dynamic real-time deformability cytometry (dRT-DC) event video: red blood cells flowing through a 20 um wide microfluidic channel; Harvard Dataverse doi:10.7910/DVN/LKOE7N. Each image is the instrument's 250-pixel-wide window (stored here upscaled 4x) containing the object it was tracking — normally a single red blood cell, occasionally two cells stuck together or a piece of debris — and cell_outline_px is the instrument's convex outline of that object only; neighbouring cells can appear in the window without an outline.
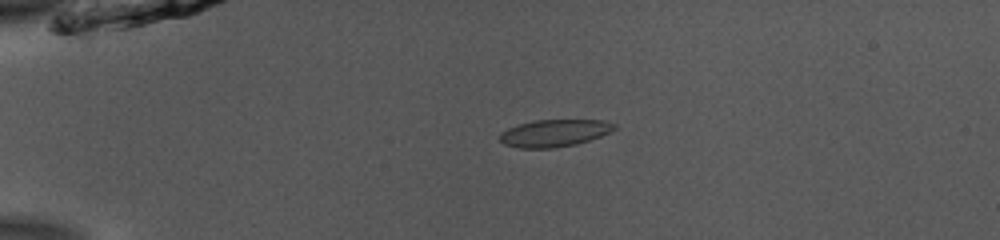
{"species": "common noctule bat (a hibernating species)", "species_latin": "Nyctalus noctula", "temperature_condition": "room temperature", "stored_images_in_passage": 40, "camera_frame_rate_fps": 3000, "um_per_image_px": 0.085, "animal": {"sex": "male", "body_mass_g": 13.0, "forearm_length_mm": 53.1}, "frame": {"image": 1, "passage_image": 1, "time_ms": 0.0, "image_size_px": [1000, 240], "cell_outline_px": [[616, 128], [600, 136], [576, 144], [552, 148], [520, 148], [504, 144], [500, 140], [500, 132], [508, 128], [520, 124], [536, 120], [604, 120], [616, 124]], "centroid_in_image_um": [47.11, 11.31], "position_along_channel_um": 37.9, "area_um2": 17.98}}
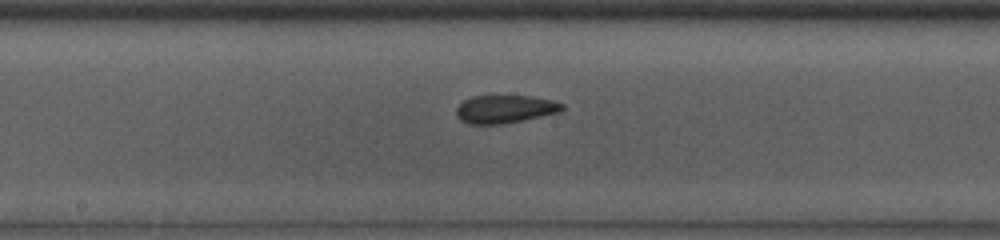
{"frame": {"image": 2, "passage_image": 17, "time_ms": 5.333, "image_size_px": [1000, 240], "cell_outline_px": [[564, 108], [560, 112], [524, 120], [504, 124], [468, 124], [460, 120], [456, 116], [456, 108], [464, 100], [472, 96], [532, 96], [552, 100], [564, 104]], "centroid_in_image_um": [42.92, 9.28], "position_along_channel_um": 205.3, "area_um2": 17.4}}
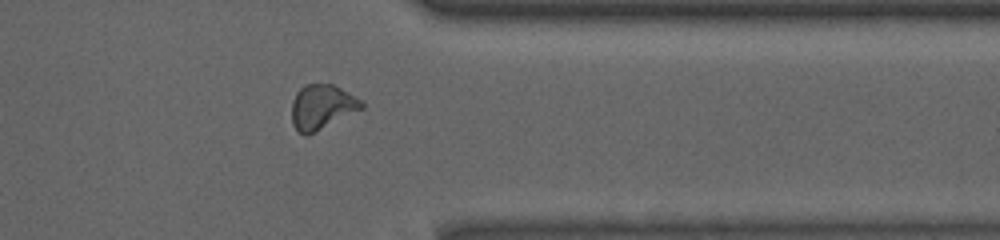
{"frame": {"image": 3, "passage_image": 31, "time_ms": 10.0, "image_size_px": [1000, 240], "cell_outline_px": [[364, 108], [308, 136], [304, 136], [292, 124], [292, 100], [296, 92], [304, 84], [332, 84], [348, 92], [360, 100], [364, 104]], "centroid_in_image_um": [27.34, 9.1], "position_along_channel_um": 384.1, "area_um2": 18.26}, "authors_computed_cell_mechanics": {"area_um2": 17.9469, "velocity_mm_per_s": 3.8994, "shape_relaxation_time_tau1_ms": null, "shape_relaxation_time_tau2_ms": 1.6002, "deformation_change_tau1": null, "deformation_change_tau2": 0.0654}}